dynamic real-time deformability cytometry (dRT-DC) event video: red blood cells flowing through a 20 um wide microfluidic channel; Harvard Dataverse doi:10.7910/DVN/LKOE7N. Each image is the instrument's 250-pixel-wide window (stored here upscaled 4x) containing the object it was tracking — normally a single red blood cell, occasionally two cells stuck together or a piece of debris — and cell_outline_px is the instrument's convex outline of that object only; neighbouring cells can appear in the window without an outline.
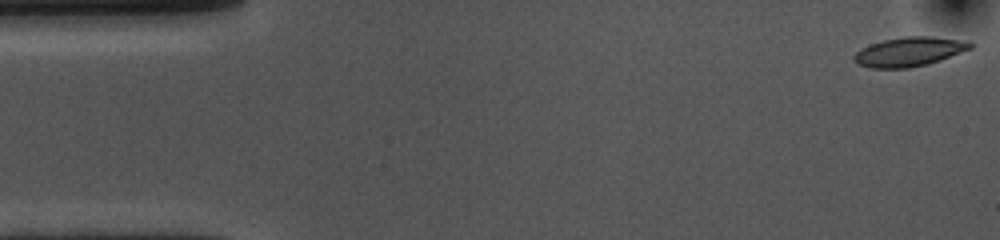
{"species": "common noctule bat (a hibernating species)", "species_latin": "Nyctalus noctula", "temperature_condition": "cold", "stored_images_in_passage": 40, "camera_frame_rate_fps": 3000, "um_per_image_px": 0.085, "animal": {"sex": "female", "body_mass_g": 10.0, "forearm_length_mm": 53.1}, "frame": {"image": 1, "passage_image": 1, "time_ms": 0.0, "image_size_px": [1000, 240], "cell_outline_px": [[972, 48], [940, 60], [928, 64], [908, 68], [872, 68], [860, 64], [852, 60], [852, 56], [860, 48], [868, 44], [884, 40], [904, 36], [932, 36], [956, 40], [972, 44]], "centroid_in_image_um": [77.2, 4.4], "position_along_channel_um": 7.8, "area_um2": 19.65}}
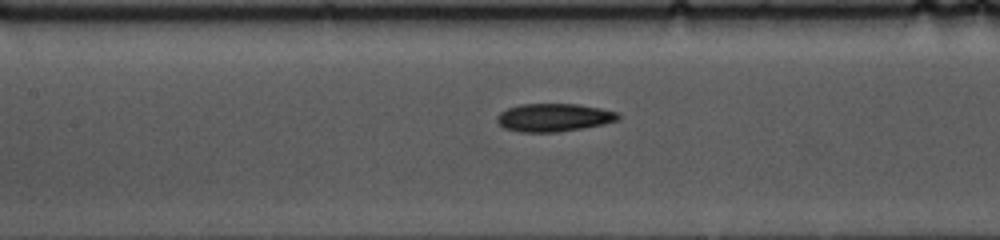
{"frame": {"image": 2, "passage_image": 23, "time_ms": 7.333, "image_size_px": [1000, 240], "cell_outline_px": [[620, 120], [604, 124], [556, 132], [520, 132], [504, 128], [496, 120], [496, 116], [500, 112], [508, 108], [520, 104], [576, 104], [600, 108], [620, 112]], "centroid_in_image_um": [47.09, 9.98], "position_along_channel_um": 160.3, "area_um2": 19.83}}
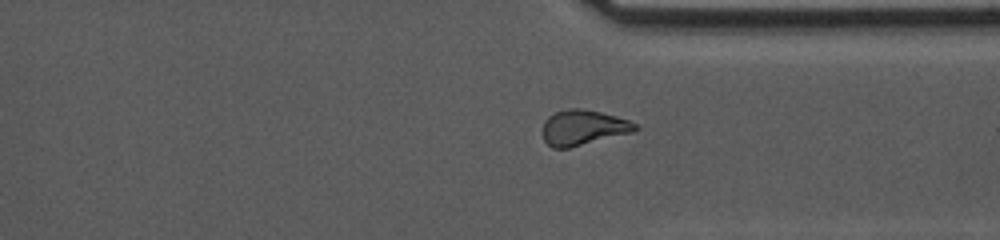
{"frame": {"image": 3, "passage_image": 40, "time_ms": 13.0, "image_size_px": [1000, 240], "cell_outline_px": [[640, 128], [632, 132], [568, 148], [552, 148], [544, 140], [544, 120], [548, 116], [556, 112], [568, 108], [580, 108], [600, 112], [616, 116], [628, 120], [636, 124]], "centroid_in_image_um": [49.57, 10.83], "position_along_channel_um": 361.8, "area_um2": 18.79}, "authors_computed_cell_mechanics": {"area_um2": 19.652, "velocity_mm_per_s": 3.5711, "shape_relaxation_time_tau1_ms": 5.3049, "shape_relaxation_time_tau2_ms": 4.824, "deformation_change_tau1": 0.15, "deformation_change_tau2": 0.1132}}